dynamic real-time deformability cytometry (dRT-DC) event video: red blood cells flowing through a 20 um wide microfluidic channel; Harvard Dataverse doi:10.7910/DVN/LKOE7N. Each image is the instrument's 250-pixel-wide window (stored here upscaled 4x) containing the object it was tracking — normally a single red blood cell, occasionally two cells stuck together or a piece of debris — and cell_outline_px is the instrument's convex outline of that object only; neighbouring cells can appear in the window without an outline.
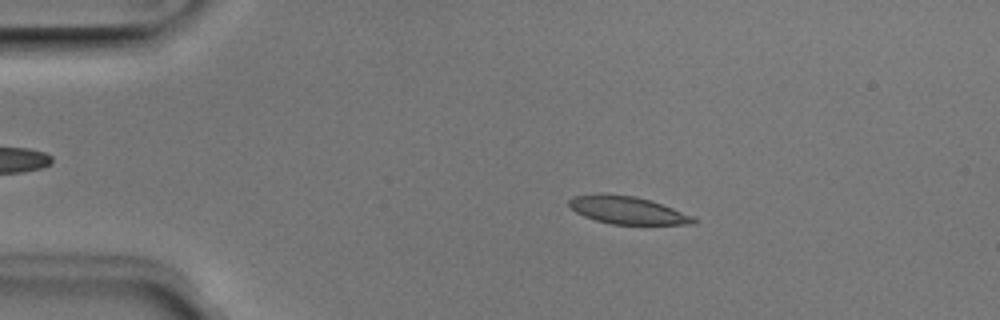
{"species": "Egyptian fruit bat (a non-hibernating species)", "species_latin": "Rousettus aegyptiacus", "temperature_condition": "room temperature", "stored_images_in_passage": 7, "camera_frame_rate_fps": 3000, "um_per_image_px": 0.085, "animal": {"sex": "male"}, "frame": {"image": 1, "passage_image": 3, "time_ms": 0.667, "image_size_px": [1000, 320], "cell_outline_px": [[696, 224], [612, 224], [596, 220], [584, 216], [576, 212], [568, 204], [568, 200], [576, 196], [600, 192], [636, 196], [672, 208], [692, 216], [696, 220]], "centroid_in_image_um": [53.28, 17.85], "position_along_channel_um": 31.7, "area_um2": 19.88}}
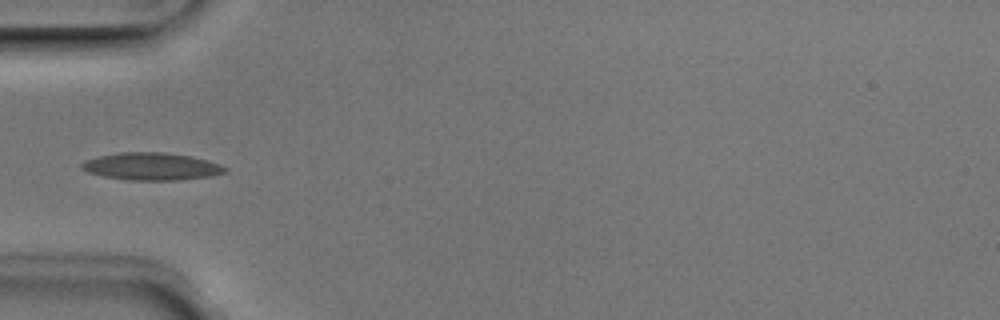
{"frame": {"image": 2, "passage_image": 5, "time_ms": 1.333, "image_size_px": [1000, 320], "cell_outline_px": [[228, 168], [224, 172], [212, 176], [176, 180], [128, 180], [104, 176], [88, 172], [80, 168], [80, 164], [88, 160], [100, 156], [120, 152], [164, 152], [188, 156], [208, 160], [220, 164]], "centroid_in_image_um": [12.89, 14.15], "position_along_channel_um": 72.1, "area_um2": 22.72}}
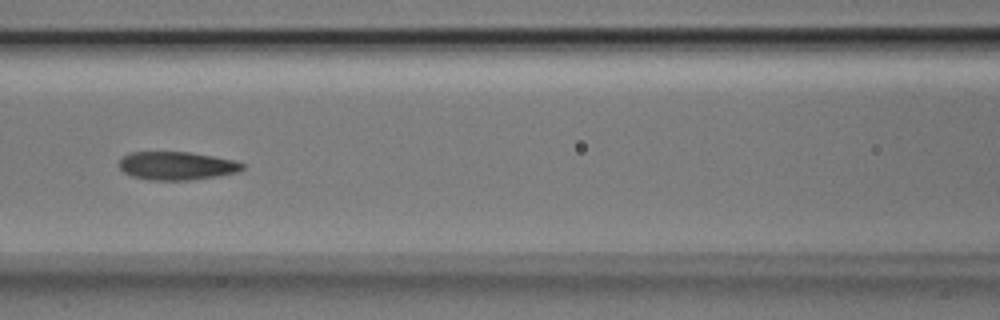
{"frame": {"image": 3, "passage_image": 7, "time_ms": 2.0, "image_size_px": [1000, 320], "cell_outline_px": [[244, 168], [236, 172], [216, 176], [188, 180], [148, 180], [132, 176], [124, 172], [120, 168], [120, 156], [128, 152], [188, 152], [236, 160], [244, 164]], "centroid_in_image_um": [14.99, 14.08], "position_along_channel_um": 151.6, "area_um2": 20.29}}